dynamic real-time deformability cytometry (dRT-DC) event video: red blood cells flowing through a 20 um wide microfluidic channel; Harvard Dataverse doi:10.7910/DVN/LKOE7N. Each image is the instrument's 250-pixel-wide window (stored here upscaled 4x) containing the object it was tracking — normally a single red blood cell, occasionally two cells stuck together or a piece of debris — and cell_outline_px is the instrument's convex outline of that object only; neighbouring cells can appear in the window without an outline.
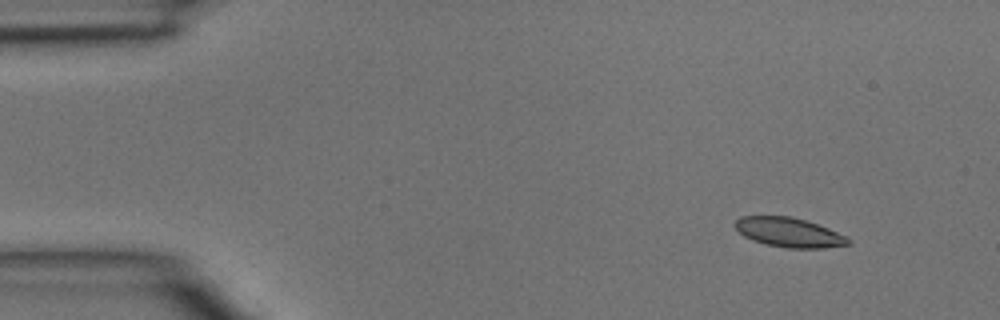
{"species": "common noctule bat (a hibernating species)", "species_latin": "Nyctalus noctula", "temperature_condition": "room temperature", "stored_images_in_passage": 4, "camera_frame_rate_fps": 3000, "um_per_image_px": 0.085, "animal": {"sex": "male", "body_mass_g": 15.6}, "frame": {"image": 1, "passage_image": 2, "time_ms": 0.333, "image_size_px": [1000, 320], "cell_outline_px": [[852, 244], [824, 248], [788, 248], [764, 244], [752, 240], [744, 236], [736, 228], [736, 220], [740, 216], [792, 216], [828, 228], [848, 236], [852, 240]], "centroid_in_image_um": [67.11, 19.76], "position_along_channel_um": 17.9, "area_um2": 19.48}}